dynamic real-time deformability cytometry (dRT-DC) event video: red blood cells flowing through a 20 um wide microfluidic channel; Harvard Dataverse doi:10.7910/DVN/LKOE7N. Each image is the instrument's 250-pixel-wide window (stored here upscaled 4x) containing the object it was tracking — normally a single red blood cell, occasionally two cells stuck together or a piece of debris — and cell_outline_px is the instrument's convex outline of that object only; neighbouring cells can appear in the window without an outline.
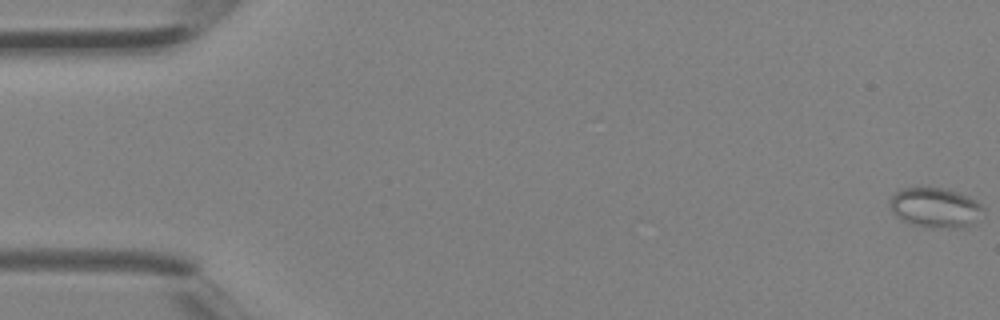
{"species": "Egyptian fruit bat (a non-hibernating species)", "species_latin": "Rousettus aegyptiacus", "temperature_condition": "room temperature", "stored_images_in_passage": 5, "camera_frame_rate_fps": 3000, "um_per_image_px": 0.085, "animal": {"sex": "female"}, "frame": {"image": 1, "passage_image": 1, "time_ms": 0.0, "image_size_px": [1000, 320], "cell_outline_px": [[984, 212], [976, 224], [964, 228], [952, 228], [912, 224], [896, 216], [892, 212], [892, 196], [896, 192], [904, 188], [944, 188], [968, 196], [976, 200], [984, 208]], "centroid_in_image_um": [79.59, 17.66], "position_along_channel_um": 5.4, "area_um2": 21.44}}
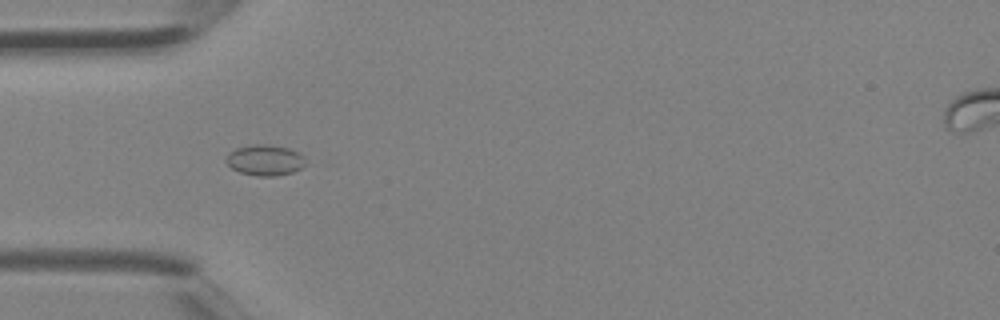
{"frame": {"image": 2, "passage_image": 4, "time_ms": 1.0, "image_size_px": [1000, 320], "cell_outline_px": [[304, 164], [300, 168], [292, 172], [276, 176], [256, 176], [240, 172], [232, 168], [224, 160], [228, 152], [236, 148], [252, 144], [268, 144], [288, 148], [304, 156]], "centroid_in_image_um": [22.48, 13.6], "position_along_channel_um": 62.5, "area_um2": 14.22}}
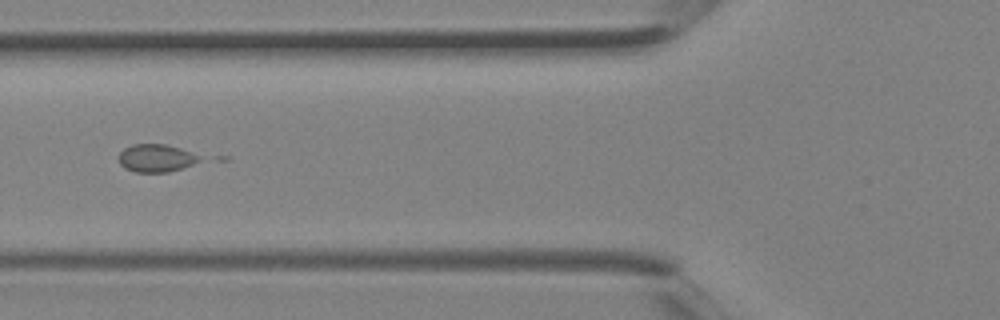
{"frame": {"image": 3, "passage_image": 5, "time_ms": 1.333, "image_size_px": [1000, 320], "cell_outline_px": [[200, 160], [192, 164], [168, 172], [136, 172], [124, 168], [120, 164], [120, 152], [124, 148], [132, 144], [164, 144], [180, 148], [200, 156]], "centroid_in_image_um": [13.24, 13.43], "position_along_channel_um": 112.6, "area_um2": 12.89}}